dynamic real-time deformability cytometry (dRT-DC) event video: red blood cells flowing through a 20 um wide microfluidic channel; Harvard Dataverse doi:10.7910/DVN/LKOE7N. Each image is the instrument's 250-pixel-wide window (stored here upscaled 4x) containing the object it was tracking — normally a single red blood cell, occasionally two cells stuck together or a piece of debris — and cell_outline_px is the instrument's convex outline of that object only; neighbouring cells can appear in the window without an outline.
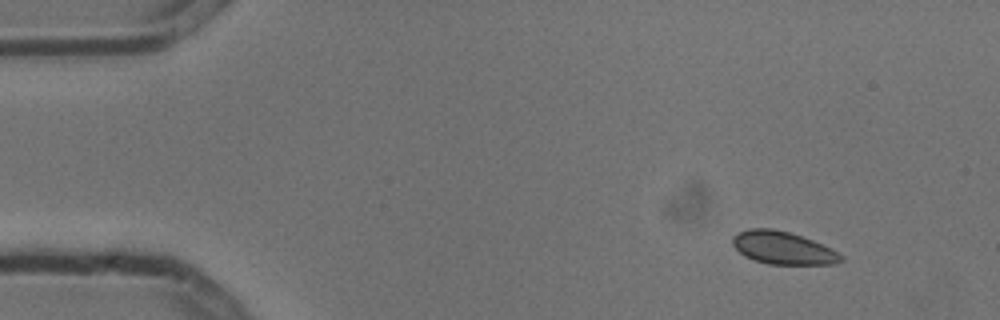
{"species": "common noctule bat (a hibernating species)", "species_latin": "Nyctalus noctula", "temperature_condition": "cold", "stored_images_in_passage": 4, "camera_frame_rate_fps": 3000, "um_per_image_px": 0.085, "animal": {"sex": "male", "body_mass_g": 13.3}, "frame": {"image": 1, "passage_image": 1, "time_ms": 0.0, "image_size_px": [1000, 320], "cell_outline_px": [[844, 260], [836, 264], [768, 264], [744, 256], [732, 244], [732, 236], [748, 228], [772, 228], [788, 232], [812, 240], [844, 256]], "centroid_in_image_um": [66.53, 21.07], "position_along_channel_um": 18.5, "area_um2": 20.4}}
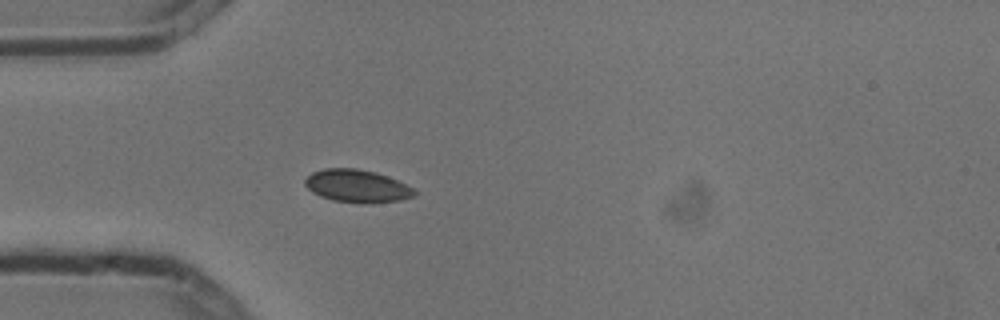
{"frame": {"image": 2, "passage_image": 4, "time_ms": 1.0, "image_size_px": [1000, 320], "cell_outline_px": [[416, 192], [412, 196], [400, 200], [364, 204], [360, 204], [332, 200], [320, 196], [312, 192], [304, 184], [304, 180], [312, 172], [324, 168], [356, 168], [376, 172], [388, 176], [412, 188]], "centroid_in_image_um": [30.3, 15.81], "position_along_channel_um": 54.7, "area_um2": 20.87}}